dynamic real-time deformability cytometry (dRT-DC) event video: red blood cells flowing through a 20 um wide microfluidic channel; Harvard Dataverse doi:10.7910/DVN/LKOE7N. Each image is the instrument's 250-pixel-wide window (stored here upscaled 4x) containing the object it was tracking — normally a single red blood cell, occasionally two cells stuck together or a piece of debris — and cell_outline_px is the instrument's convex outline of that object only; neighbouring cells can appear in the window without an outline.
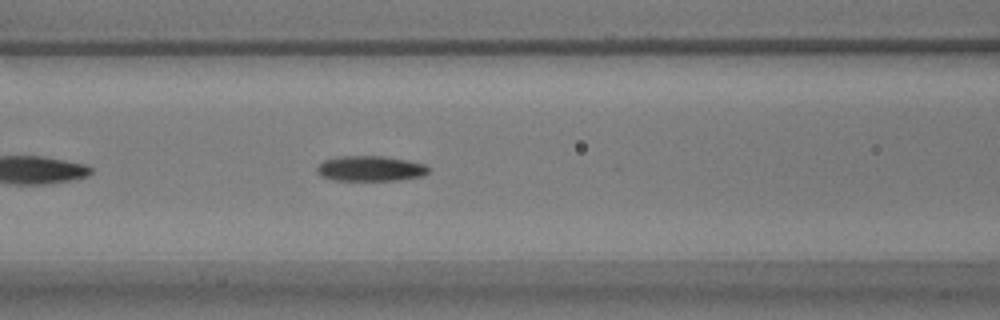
{"species": "common noctule bat (a hibernating species)", "species_latin": "Nyctalus noctula", "temperature_condition": "warm", "stored_images_in_passage": 40, "camera_frame_rate_fps": 3000, "um_per_image_px": 0.085, "animal": {"sex": "male", "body_mass_g": 17.9}, "frame": {"image": 1, "passage_image": 9, "time_ms": 2.667, "image_size_px": [1000, 320], "cell_outline_px": [[428, 172], [424, 176], [396, 180], [332, 180], [320, 176], [316, 172], [316, 168], [324, 160], [340, 156], [384, 156], [408, 160], [424, 164], [428, 168]], "centroid_in_image_um": [31.46, 14.32], "position_along_channel_um": 135.1, "area_um2": 16.47}}
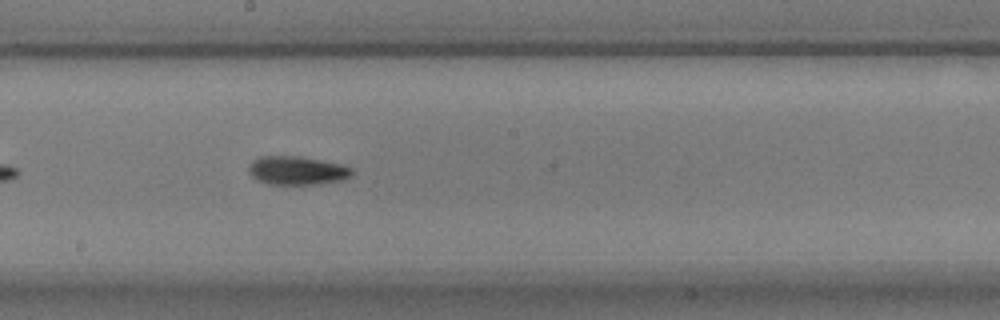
{"frame": {"image": 2, "passage_image": 16, "time_ms": 5.0, "image_size_px": [1000, 320], "cell_outline_px": [[352, 176], [340, 180], [320, 184], [268, 184], [256, 180], [248, 172], [248, 168], [252, 160], [260, 156], [300, 156], [340, 164], [352, 168]], "centroid_in_image_um": [25.21, 14.49], "position_along_channel_um": 223.0, "area_um2": 17.22}}
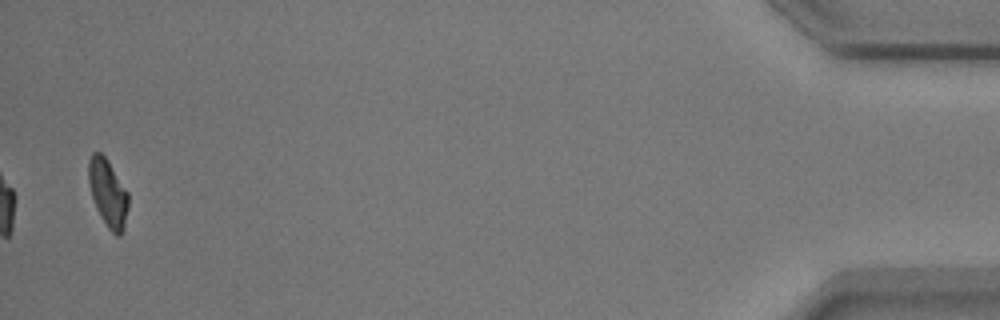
{"frame": {"image": 3, "passage_image": 39, "time_ms": 12.667, "image_size_px": [1000, 320], "cell_outline_px": [[128, 208], [124, 228], [120, 236], [116, 236], [108, 228], [100, 216], [96, 208], [92, 196], [88, 180], [88, 160], [92, 152], [100, 152], [104, 156], [128, 192]], "centroid_in_image_um": [9.17, 16.42], "position_along_channel_um": 426.0, "area_um2": 15.55}, "authors_computed_cell_mechanics": {"area_um2": 16.2707, "velocity_mm_per_s": 3.7699, "shape_relaxation_time_tau1_ms": 4.9832, "shape_relaxation_time_tau2_ms": 3.9817, "deformation_change_tau1": 0.14, "deformation_change_tau2": 0.1138}}